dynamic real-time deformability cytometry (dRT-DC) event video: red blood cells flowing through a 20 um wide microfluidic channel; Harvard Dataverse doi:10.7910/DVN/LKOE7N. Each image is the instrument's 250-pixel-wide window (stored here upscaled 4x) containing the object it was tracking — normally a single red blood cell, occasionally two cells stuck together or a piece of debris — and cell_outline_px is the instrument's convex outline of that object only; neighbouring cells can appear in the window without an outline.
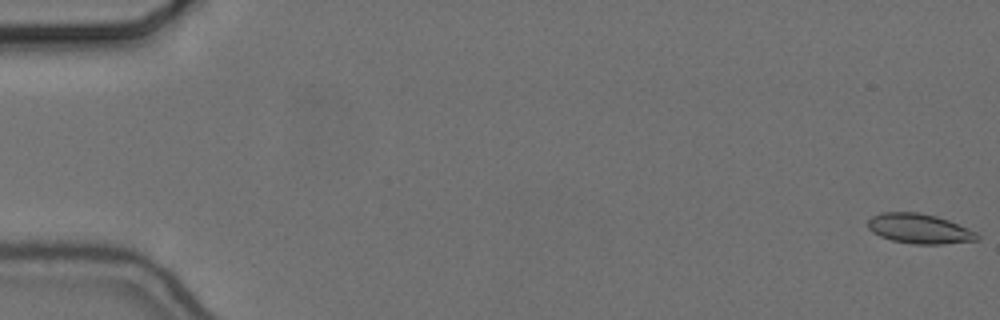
{"species": "common noctule bat (a hibernating species)", "species_latin": "Nyctalus noctula", "temperature_condition": "cold", "stored_images_in_passage": 57, "camera_frame_rate_fps": 3000, "um_per_image_px": 0.085, "animal": {"sex": "female", "body_mass_g": 24.6, "forearm_length_mm": 56.2}, "frame": {"image": 1, "passage_image": 1, "time_ms": 0.0, "image_size_px": [1000, 320], "cell_outline_px": [[980, 236], [976, 240], [944, 244], [912, 244], [892, 240], [880, 236], [872, 232], [868, 228], [868, 220], [872, 216], [880, 212], [920, 212], [936, 216], [948, 220], [968, 228], [976, 232]], "centroid_in_image_um": [78.13, 19.43], "position_along_channel_um": 6.9, "area_um2": 19.02}}
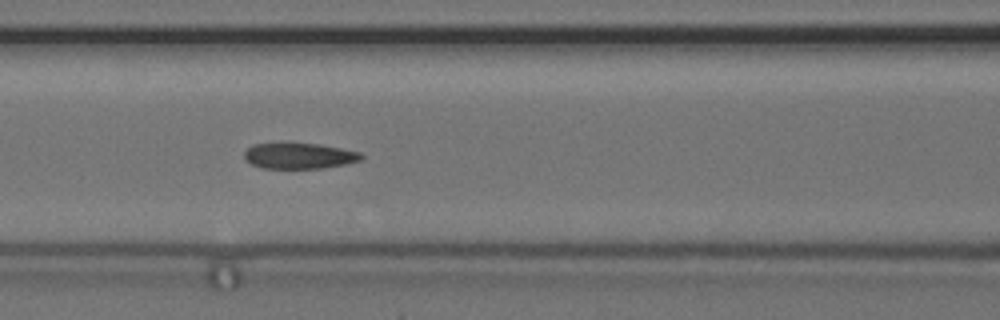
{"frame": {"image": 2, "passage_image": 25, "time_ms": 8.0, "image_size_px": [1000, 320], "cell_outline_px": [[364, 160], [348, 164], [324, 168], [260, 168], [244, 160], [244, 152], [252, 144], [316, 144], [340, 148], [360, 152], [364, 156]], "centroid_in_image_um": [25.46, 13.27], "position_along_channel_um": 141.1, "area_um2": 17.57}}
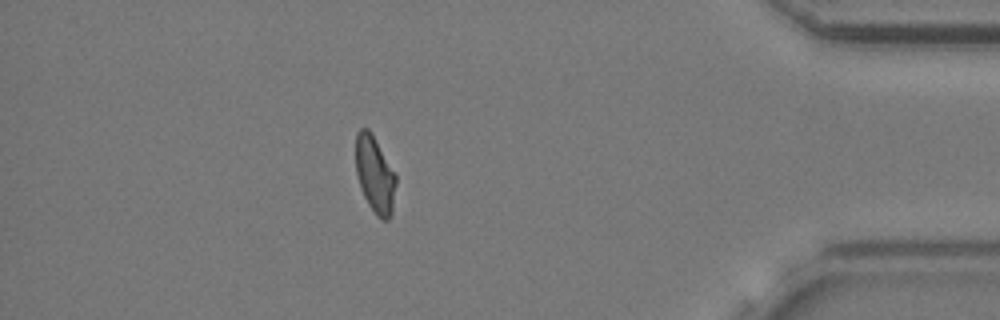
{"frame": {"image": 3, "passage_image": 50, "time_ms": 16.333, "image_size_px": [1000, 320], "cell_outline_px": [[396, 184], [392, 212], [388, 220], [380, 220], [376, 216], [368, 204], [360, 188], [356, 172], [356, 132], [360, 128], [368, 128], [372, 132], [396, 172]], "centroid_in_image_um": [31.88, 14.82], "position_along_channel_um": 403.3, "area_um2": 18.38}, "authors_computed_cell_mechanics": {"area_um2": 18.496, "velocity_mm_per_s": 3.6686, "shape_relaxation_time_tau1_ms": 8.5338, "shape_relaxation_time_tau2_ms": 2.3855, "deformation_change_tau1": 0.1963, "deformation_change_tau2": 0.0958}}